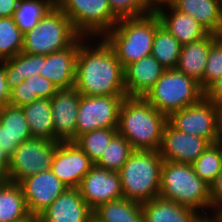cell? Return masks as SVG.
I'll use <instances>...</instances> for the list:
<instances>
[{"label":"cell","mask_w":222,"mask_h":222,"mask_svg":"<svg viewBox=\"0 0 222 222\" xmlns=\"http://www.w3.org/2000/svg\"><path fill=\"white\" fill-rule=\"evenodd\" d=\"M90 39L79 37L74 88L86 96L126 95L124 68L114 50L103 37Z\"/></svg>","instance_id":"obj_1"},{"label":"cell","mask_w":222,"mask_h":222,"mask_svg":"<svg viewBox=\"0 0 222 222\" xmlns=\"http://www.w3.org/2000/svg\"><path fill=\"white\" fill-rule=\"evenodd\" d=\"M167 116L143 97H125L119 111L118 133L133 150L159 151Z\"/></svg>","instance_id":"obj_2"},{"label":"cell","mask_w":222,"mask_h":222,"mask_svg":"<svg viewBox=\"0 0 222 222\" xmlns=\"http://www.w3.org/2000/svg\"><path fill=\"white\" fill-rule=\"evenodd\" d=\"M159 197L189 207L201 216L214 212L210 186L195 173L191 164L163 162Z\"/></svg>","instance_id":"obj_3"},{"label":"cell","mask_w":222,"mask_h":222,"mask_svg":"<svg viewBox=\"0 0 222 222\" xmlns=\"http://www.w3.org/2000/svg\"><path fill=\"white\" fill-rule=\"evenodd\" d=\"M156 31L154 10L139 17L121 18L103 37L123 68L151 54Z\"/></svg>","instance_id":"obj_4"},{"label":"cell","mask_w":222,"mask_h":222,"mask_svg":"<svg viewBox=\"0 0 222 222\" xmlns=\"http://www.w3.org/2000/svg\"><path fill=\"white\" fill-rule=\"evenodd\" d=\"M163 162L159 151L134 150L119 171L123 197L140 204L159 197Z\"/></svg>","instance_id":"obj_5"},{"label":"cell","mask_w":222,"mask_h":222,"mask_svg":"<svg viewBox=\"0 0 222 222\" xmlns=\"http://www.w3.org/2000/svg\"><path fill=\"white\" fill-rule=\"evenodd\" d=\"M144 98L168 117L172 112L200 102L204 91L195 79L177 69H166Z\"/></svg>","instance_id":"obj_6"},{"label":"cell","mask_w":222,"mask_h":222,"mask_svg":"<svg viewBox=\"0 0 222 222\" xmlns=\"http://www.w3.org/2000/svg\"><path fill=\"white\" fill-rule=\"evenodd\" d=\"M79 37L70 19L58 7H53L24 34L22 52L48 55L70 47Z\"/></svg>","instance_id":"obj_7"},{"label":"cell","mask_w":222,"mask_h":222,"mask_svg":"<svg viewBox=\"0 0 222 222\" xmlns=\"http://www.w3.org/2000/svg\"><path fill=\"white\" fill-rule=\"evenodd\" d=\"M58 8L86 38L104 37L119 21L108 0H63Z\"/></svg>","instance_id":"obj_8"},{"label":"cell","mask_w":222,"mask_h":222,"mask_svg":"<svg viewBox=\"0 0 222 222\" xmlns=\"http://www.w3.org/2000/svg\"><path fill=\"white\" fill-rule=\"evenodd\" d=\"M58 142L43 138H30L9 156L7 180L20 183L23 179L52 168Z\"/></svg>","instance_id":"obj_9"},{"label":"cell","mask_w":222,"mask_h":222,"mask_svg":"<svg viewBox=\"0 0 222 222\" xmlns=\"http://www.w3.org/2000/svg\"><path fill=\"white\" fill-rule=\"evenodd\" d=\"M222 108L203 98L197 104L172 112L167 122L176 130L199 136L210 144L219 136V119Z\"/></svg>","instance_id":"obj_10"},{"label":"cell","mask_w":222,"mask_h":222,"mask_svg":"<svg viewBox=\"0 0 222 222\" xmlns=\"http://www.w3.org/2000/svg\"><path fill=\"white\" fill-rule=\"evenodd\" d=\"M127 95L80 96L76 139L101 128H118L119 111Z\"/></svg>","instance_id":"obj_11"},{"label":"cell","mask_w":222,"mask_h":222,"mask_svg":"<svg viewBox=\"0 0 222 222\" xmlns=\"http://www.w3.org/2000/svg\"><path fill=\"white\" fill-rule=\"evenodd\" d=\"M78 190L93 211L101 204L124 198L119 172H112L95 164L82 178Z\"/></svg>","instance_id":"obj_12"},{"label":"cell","mask_w":222,"mask_h":222,"mask_svg":"<svg viewBox=\"0 0 222 222\" xmlns=\"http://www.w3.org/2000/svg\"><path fill=\"white\" fill-rule=\"evenodd\" d=\"M19 185L29 214L36 217L68 189L51 169L27 177Z\"/></svg>","instance_id":"obj_13"},{"label":"cell","mask_w":222,"mask_h":222,"mask_svg":"<svg viewBox=\"0 0 222 222\" xmlns=\"http://www.w3.org/2000/svg\"><path fill=\"white\" fill-rule=\"evenodd\" d=\"M93 165L74 142H58L51 170L68 188H78Z\"/></svg>","instance_id":"obj_14"},{"label":"cell","mask_w":222,"mask_h":222,"mask_svg":"<svg viewBox=\"0 0 222 222\" xmlns=\"http://www.w3.org/2000/svg\"><path fill=\"white\" fill-rule=\"evenodd\" d=\"M81 94L75 89H61L50 99L55 142H74Z\"/></svg>","instance_id":"obj_15"},{"label":"cell","mask_w":222,"mask_h":222,"mask_svg":"<svg viewBox=\"0 0 222 222\" xmlns=\"http://www.w3.org/2000/svg\"><path fill=\"white\" fill-rule=\"evenodd\" d=\"M208 145L206 139L180 132L167 122L159 153L164 161L192 164Z\"/></svg>","instance_id":"obj_16"},{"label":"cell","mask_w":222,"mask_h":222,"mask_svg":"<svg viewBox=\"0 0 222 222\" xmlns=\"http://www.w3.org/2000/svg\"><path fill=\"white\" fill-rule=\"evenodd\" d=\"M92 217L78 188H68L37 216V222H89Z\"/></svg>","instance_id":"obj_17"},{"label":"cell","mask_w":222,"mask_h":222,"mask_svg":"<svg viewBox=\"0 0 222 222\" xmlns=\"http://www.w3.org/2000/svg\"><path fill=\"white\" fill-rule=\"evenodd\" d=\"M79 51V38L68 48L42 55L40 75L61 89L75 87L76 58Z\"/></svg>","instance_id":"obj_18"},{"label":"cell","mask_w":222,"mask_h":222,"mask_svg":"<svg viewBox=\"0 0 222 222\" xmlns=\"http://www.w3.org/2000/svg\"><path fill=\"white\" fill-rule=\"evenodd\" d=\"M127 97H145L160 79L166 68L151 54L124 67Z\"/></svg>","instance_id":"obj_19"},{"label":"cell","mask_w":222,"mask_h":222,"mask_svg":"<svg viewBox=\"0 0 222 222\" xmlns=\"http://www.w3.org/2000/svg\"><path fill=\"white\" fill-rule=\"evenodd\" d=\"M154 12L158 15L161 25L181 45L199 41L210 34L195 18L176 10L171 4L161 5Z\"/></svg>","instance_id":"obj_20"},{"label":"cell","mask_w":222,"mask_h":222,"mask_svg":"<svg viewBox=\"0 0 222 222\" xmlns=\"http://www.w3.org/2000/svg\"><path fill=\"white\" fill-rule=\"evenodd\" d=\"M32 138L21 107L0 106V147L10 156L24 141Z\"/></svg>","instance_id":"obj_21"},{"label":"cell","mask_w":222,"mask_h":222,"mask_svg":"<svg viewBox=\"0 0 222 222\" xmlns=\"http://www.w3.org/2000/svg\"><path fill=\"white\" fill-rule=\"evenodd\" d=\"M217 40L216 35L182 45L176 69L195 79L203 90V73L207 64L209 47Z\"/></svg>","instance_id":"obj_22"},{"label":"cell","mask_w":222,"mask_h":222,"mask_svg":"<svg viewBox=\"0 0 222 222\" xmlns=\"http://www.w3.org/2000/svg\"><path fill=\"white\" fill-rule=\"evenodd\" d=\"M141 205L144 222H198L201 217L195 210L161 197Z\"/></svg>","instance_id":"obj_23"},{"label":"cell","mask_w":222,"mask_h":222,"mask_svg":"<svg viewBox=\"0 0 222 222\" xmlns=\"http://www.w3.org/2000/svg\"><path fill=\"white\" fill-rule=\"evenodd\" d=\"M170 4L195 18L210 34H217L222 22V3L219 0H173Z\"/></svg>","instance_id":"obj_24"},{"label":"cell","mask_w":222,"mask_h":222,"mask_svg":"<svg viewBox=\"0 0 222 222\" xmlns=\"http://www.w3.org/2000/svg\"><path fill=\"white\" fill-rule=\"evenodd\" d=\"M58 90L53 82L35 74L25 79L10 92L8 104L22 107L38 99H51Z\"/></svg>","instance_id":"obj_25"},{"label":"cell","mask_w":222,"mask_h":222,"mask_svg":"<svg viewBox=\"0 0 222 222\" xmlns=\"http://www.w3.org/2000/svg\"><path fill=\"white\" fill-rule=\"evenodd\" d=\"M21 108L29 125L31 136L55 142L50 99H38Z\"/></svg>","instance_id":"obj_26"},{"label":"cell","mask_w":222,"mask_h":222,"mask_svg":"<svg viewBox=\"0 0 222 222\" xmlns=\"http://www.w3.org/2000/svg\"><path fill=\"white\" fill-rule=\"evenodd\" d=\"M5 67V83L9 92L25 79L38 74L42 69V55L20 52L18 55L0 61Z\"/></svg>","instance_id":"obj_27"},{"label":"cell","mask_w":222,"mask_h":222,"mask_svg":"<svg viewBox=\"0 0 222 222\" xmlns=\"http://www.w3.org/2000/svg\"><path fill=\"white\" fill-rule=\"evenodd\" d=\"M29 215L19 183L2 180L0 183V222H12Z\"/></svg>","instance_id":"obj_28"},{"label":"cell","mask_w":222,"mask_h":222,"mask_svg":"<svg viewBox=\"0 0 222 222\" xmlns=\"http://www.w3.org/2000/svg\"><path fill=\"white\" fill-rule=\"evenodd\" d=\"M93 216L100 222H144L142 205L125 198L101 204Z\"/></svg>","instance_id":"obj_29"},{"label":"cell","mask_w":222,"mask_h":222,"mask_svg":"<svg viewBox=\"0 0 222 222\" xmlns=\"http://www.w3.org/2000/svg\"><path fill=\"white\" fill-rule=\"evenodd\" d=\"M182 45L161 25L156 14V31L152 44L151 55L166 69H176Z\"/></svg>","instance_id":"obj_30"},{"label":"cell","mask_w":222,"mask_h":222,"mask_svg":"<svg viewBox=\"0 0 222 222\" xmlns=\"http://www.w3.org/2000/svg\"><path fill=\"white\" fill-rule=\"evenodd\" d=\"M53 8L45 0H19L13 20L23 34L33 29Z\"/></svg>","instance_id":"obj_31"},{"label":"cell","mask_w":222,"mask_h":222,"mask_svg":"<svg viewBox=\"0 0 222 222\" xmlns=\"http://www.w3.org/2000/svg\"><path fill=\"white\" fill-rule=\"evenodd\" d=\"M117 133V128H101L80 135L74 143L95 164Z\"/></svg>","instance_id":"obj_32"},{"label":"cell","mask_w":222,"mask_h":222,"mask_svg":"<svg viewBox=\"0 0 222 222\" xmlns=\"http://www.w3.org/2000/svg\"><path fill=\"white\" fill-rule=\"evenodd\" d=\"M133 151L130 143L117 133L95 165L112 172H119Z\"/></svg>","instance_id":"obj_33"},{"label":"cell","mask_w":222,"mask_h":222,"mask_svg":"<svg viewBox=\"0 0 222 222\" xmlns=\"http://www.w3.org/2000/svg\"><path fill=\"white\" fill-rule=\"evenodd\" d=\"M24 34L13 17L0 18V61L12 58L23 50Z\"/></svg>","instance_id":"obj_34"},{"label":"cell","mask_w":222,"mask_h":222,"mask_svg":"<svg viewBox=\"0 0 222 222\" xmlns=\"http://www.w3.org/2000/svg\"><path fill=\"white\" fill-rule=\"evenodd\" d=\"M191 165L195 173L210 186L222 170V155L218 145H208Z\"/></svg>","instance_id":"obj_35"},{"label":"cell","mask_w":222,"mask_h":222,"mask_svg":"<svg viewBox=\"0 0 222 222\" xmlns=\"http://www.w3.org/2000/svg\"><path fill=\"white\" fill-rule=\"evenodd\" d=\"M108 2L118 19L139 17L153 11L149 0H108Z\"/></svg>","instance_id":"obj_36"},{"label":"cell","mask_w":222,"mask_h":222,"mask_svg":"<svg viewBox=\"0 0 222 222\" xmlns=\"http://www.w3.org/2000/svg\"><path fill=\"white\" fill-rule=\"evenodd\" d=\"M222 77V43L217 39L210 47L203 73V91Z\"/></svg>","instance_id":"obj_37"},{"label":"cell","mask_w":222,"mask_h":222,"mask_svg":"<svg viewBox=\"0 0 222 222\" xmlns=\"http://www.w3.org/2000/svg\"><path fill=\"white\" fill-rule=\"evenodd\" d=\"M204 98L222 108V77L213 82L205 91Z\"/></svg>","instance_id":"obj_38"},{"label":"cell","mask_w":222,"mask_h":222,"mask_svg":"<svg viewBox=\"0 0 222 222\" xmlns=\"http://www.w3.org/2000/svg\"><path fill=\"white\" fill-rule=\"evenodd\" d=\"M210 198L213 208L222 203V170L210 185Z\"/></svg>","instance_id":"obj_39"},{"label":"cell","mask_w":222,"mask_h":222,"mask_svg":"<svg viewBox=\"0 0 222 222\" xmlns=\"http://www.w3.org/2000/svg\"><path fill=\"white\" fill-rule=\"evenodd\" d=\"M5 67L0 63V106L8 104L10 92L7 89Z\"/></svg>","instance_id":"obj_40"},{"label":"cell","mask_w":222,"mask_h":222,"mask_svg":"<svg viewBox=\"0 0 222 222\" xmlns=\"http://www.w3.org/2000/svg\"><path fill=\"white\" fill-rule=\"evenodd\" d=\"M19 0H0V18L13 17Z\"/></svg>","instance_id":"obj_41"},{"label":"cell","mask_w":222,"mask_h":222,"mask_svg":"<svg viewBox=\"0 0 222 222\" xmlns=\"http://www.w3.org/2000/svg\"><path fill=\"white\" fill-rule=\"evenodd\" d=\"M8 166H9V156L0 147V178L2 180H7Z\"/></svg>","instance_id":"obj_42"},{"label":"cell","mask_w":222,"mask_h":222,"mask_svg":"<svg viewBox=\"0 0 222 222\" xmlns=\"http://www.w3.org/2000/svg\"><path fill=\"white\" fill-rule=\"evenodd\" d=\"M173 0H149L150 6L153 10L165 4H170Z\"/></svg>","instance_id":"obj_43"},{"label":"cell","mask_w":222,"mask_h":222,"mask_svg":"<svg viewBox=\"0 0 222 222\" xmlns=\"http://www.w3.org/2000/svg\"><path fill=\"white\" fill-rule=\"evenodd\" d=\"M201 216L198 222H221L213 213Z\"/></svg>","instance_id":"obj_44"},{"label":"cell","mask_w":222,"mask_h":222,"mask_svg":"<svg viewBox=\"0 0 222 222\" xmlns=\"http://www.w3.org/2000/svg\"><path fill=\"white\" fill-rule=\"evenodd\" d=\"M213 214L222 222V203L214 208Z\"/></svg>","instance_id":"obj_45"},{"label":"cell","mask_w":222,"mask_h":222,"mask_svg":"<svg viewBox=\"0 0 222 222\" xmlns=\"http://www.w3.org/2000/svg\"><path fill=\"white\" fill-rule=\"evenodd\" d=\"M215 143H222V111L219 119V136Z\"/></svg>","instance_id":"obj_46"},{"label":"cell","mask_w":222,"mask_h":222,"mask_svg":"<svg viewBox=\"0 0 222 222\" xmlns=\"http://www.w3.org/2000/svg\"><path fill=\"white\" fill-rule=\"evenodd\" d=\"M12 222H37V217L29 214L26 218Z\"/></svg>","instance_id":"obj_47"},{"label":"cell","mask_w":222,"mask_h":222,"mask_svg":"<svg viewBox=\"0 0 222 222\" xmlns=\"http://www.w3.org/2000/svg\"><path fill=\"white\" fill-rule=\"evenodd\" d=\"M53 7H59L63 0H45Z\"/></svg>","instance_id":"obj_48"},{"label":"cell","mask_w":222,"mask_h":222,"mask_svg":"<svg viewBox=\"0 0 222 222\" xmlns=\"http://www.w3.org/2000/svg\"><path fill=\"white\" fill-rule=\"evenodd\" d=\"M216 37L222 43V22H221L220 28L216 34Z\"/></svg>","instance_id":"obj_49"},{"label":"cell","mask_w":222,"mask_h":222,"mask_svg":"<svg viewBox=\"0 0 222 222\" xmlns=\"http://www.w3.org/2000/svg\"><path fill=\"white\" fill-rule=\"evenodd\" d=\"M89 222H100L99 220H97L94 216L90 219Z\"/></svg>","instance_id":"obj_50"},{"label":"cell","mask_w":222,"mask_h":222,"mask_svg":"<svg viewBox=\"0 0 222 222\" xmlns=\"http://www.w3.org/2000/svg\"><path fill=\"white\" fill-rule=\"evenodd\" d=\"M220 149L221 155H222V143H216Z\"/></svg>","instance_id":"obj_51"}]
</instances>
